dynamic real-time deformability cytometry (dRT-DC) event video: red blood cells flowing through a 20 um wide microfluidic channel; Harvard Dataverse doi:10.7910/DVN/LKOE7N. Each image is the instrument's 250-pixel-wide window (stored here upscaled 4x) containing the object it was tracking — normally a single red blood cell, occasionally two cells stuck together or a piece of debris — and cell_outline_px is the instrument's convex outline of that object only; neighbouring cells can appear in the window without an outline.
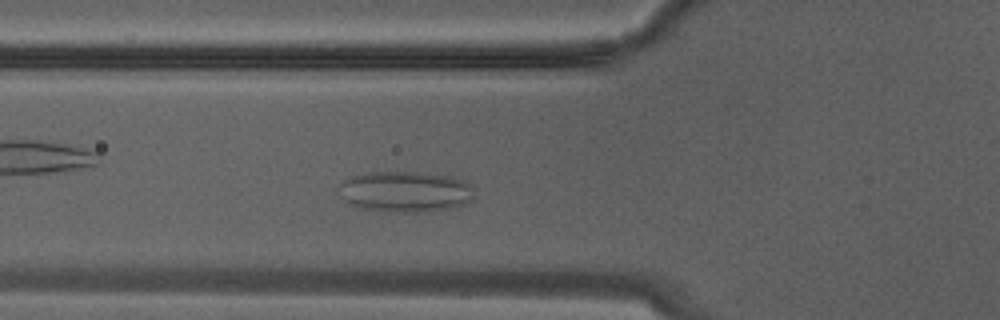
{"species": "Egyptian fruit bat (a non-hibernating species)", "species_latin": "Rousettus aegyptiacus", "temperature_condition": "warm", "stored_images_in_passage": 11, "camera_frame_rate_fps": 3000, "um_per_image_px": 0.085, "animal": {"sex": "male"}, "frame": {"image": 1, "passage_image": 7, "time_ms": 2.0, "image_size_px": [1000, 320], "cell_outline_px": [[472, 196], [468, 204], [432, 212], [404, 212], [360, 208], [348, 204], [344, 200], [336, 188], [348, 176], [364, 172], [420, 172], [452, 176], [468, 180], [472, 184]], "centroid_in_image_um": [34.45, 16.27], "position_along_channel_um": 91.4, "area_um2": 32.89}}